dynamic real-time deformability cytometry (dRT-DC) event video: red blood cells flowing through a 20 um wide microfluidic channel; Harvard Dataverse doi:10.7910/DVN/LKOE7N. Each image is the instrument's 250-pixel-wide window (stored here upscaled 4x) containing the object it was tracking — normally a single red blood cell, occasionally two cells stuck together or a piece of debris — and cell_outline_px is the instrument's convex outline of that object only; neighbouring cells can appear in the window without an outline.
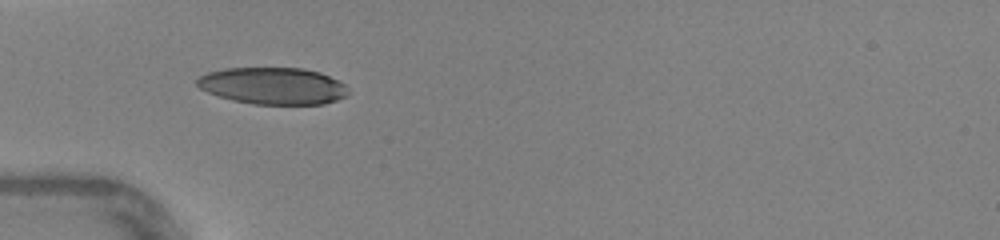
{"species": "human", "species_latin": "Homo sapiens", "temperature_condition": "warm", "stored_images_in_passage": 34, "camera_frame_rate_fps": 3000, "um_per_image_px": 0.085, "donor": {"sex": "female"}, "frame": {"image": 1, "passage_image": 6, "time_ms": 1.667, "image_size_px": [1000, 240], "cell_outline_px": [[348, 92], [344, 96], [336, 100], [324, 104], [252, 104], [232, 100], [208, 92], [200, 88], [196, 84], [196, 80], [200, 76], [208, 72], [224, 68], [304, 68], [320, 72], [344, 84]], "centroid_in_image_um": [23.17, 7.29], "position_along_channel_um": 61.8, "area_um2": 32.31}}
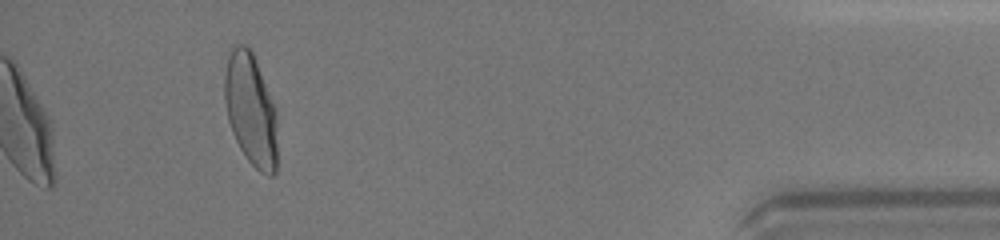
{"frame": {"image": 2, "passage_image": 34, "time_ms": 11.0, "image_size_px": [1000, 240], "cell_outline_px": [[276, 172], [272, 176], [268, 176], [260, 172], [248, 160], [240, 148], [232, 132], [228, 120], [224, 100], [224, 76], [228, 56], [232, 44], [244, 44], [252, 48], [276, 108]], "centroid_in_image_um": [21.31, 9.26], "position_along_channel_um": 413.9, "area_um2": 35.03}, "authors_computed_cell_mechanics": {"area_um2": 33.1194, "velocity_mm_per_s": 4.376, "shape_relaxation_time_tau1_ms": 3.9523, "shape_relaxation_time_tau2_ms": null, "deformation_change_tau1": 0.172, "deformation_change_tau2": null}}